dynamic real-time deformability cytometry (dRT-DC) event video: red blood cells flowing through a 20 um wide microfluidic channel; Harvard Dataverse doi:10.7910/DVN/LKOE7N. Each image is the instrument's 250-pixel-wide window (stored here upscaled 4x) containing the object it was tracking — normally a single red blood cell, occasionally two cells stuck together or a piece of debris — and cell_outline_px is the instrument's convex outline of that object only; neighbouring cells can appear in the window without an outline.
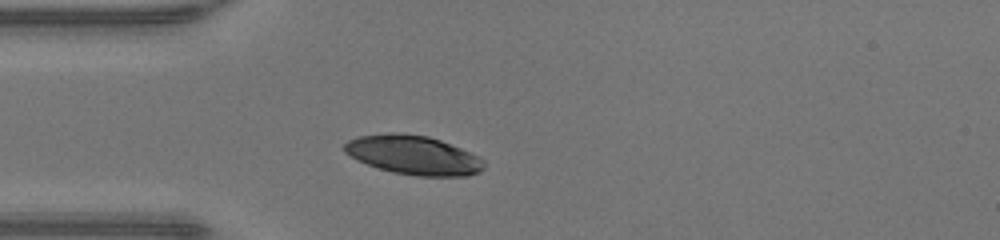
{"species": "human", "species_latin": "Homo sapiens", "temperature_condition": "warm", "stored_images_in_passage": 28, "camera_frame_rate_fps": 3000, "um_per_image_px": 0.085, "donor": {"sex": "male"}, "frame": {"image": 1, "passage_image": 1, "time_ms": 0.0, "image_size_px": [1000, 240], "cell_outline_px": [[484, 168], [480, 172], [468, 176], [416, 176], [392, 172], [368, 164], [344, 152], [344, 144], [348, 140], [360, 136], [392, 132], [428, 136], [440, 140], [460, 148], [484, 160]], "centroid_in_image_um": [35.16, 13.18], "position_along_channel_um": 49.8, "area_um2": 31.44}}
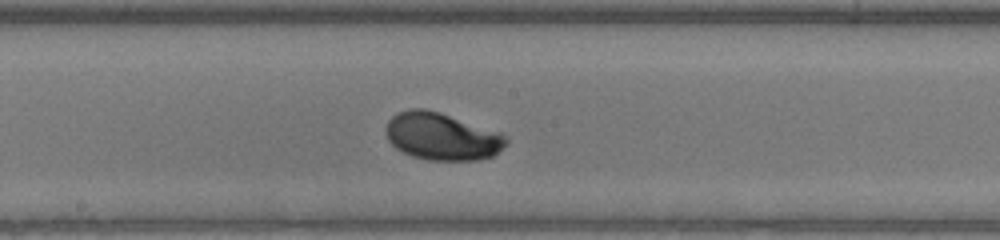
{"frame": {"image": 2, "passage_image": 13, "time_ms": 4.0, "image_size_px": [1000, 240], "cell_outline_px": [[508, 140], [492, 156], [476, 160], [428, 160], [412, 156], [396, 148], [388, 140], [384, 132], [384, 128], [388, 120], [396, 112], [408, 108], [424, 108], [440, 112], [500, 132]], "centroid_in_image_um": [37.48, 11.57], "position_along_channel_um": 210.7, "area_um2": 33.18}}
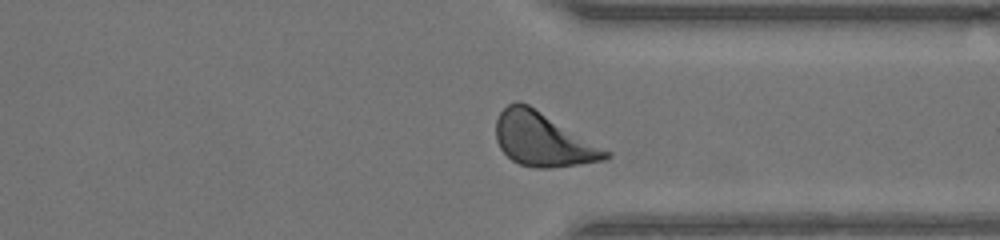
{"frame": {"image": 3, "passage_image": 24, "time_ms": 7.667, "image_size_px": [1000, 240], "cell_outline_px": [[612, 156], [608, 160], [580, 164], [548, 168], [536, 168], [520, 164], [512, 160], [500, 148], [496, 140], [496, 120], [500, 112], [508, 104], [516, 100], [528, 104], [612, 152]], "centroid_in_image_um": [46.17, 11.86], "position_along_channel_um": 365.2, "area_um2": 34.33}, "authors_computed_cell_mechanics": {"area_um2": 32.4547, "velocity_mm_per_s": 4.2457, "shape_relaxation_time_tau1_ms": 1.2322, "shape_relaxation_time_tau2_ms": null, "deformation_change_tau1": 0.1227, "deformation_change_tau2": null}}